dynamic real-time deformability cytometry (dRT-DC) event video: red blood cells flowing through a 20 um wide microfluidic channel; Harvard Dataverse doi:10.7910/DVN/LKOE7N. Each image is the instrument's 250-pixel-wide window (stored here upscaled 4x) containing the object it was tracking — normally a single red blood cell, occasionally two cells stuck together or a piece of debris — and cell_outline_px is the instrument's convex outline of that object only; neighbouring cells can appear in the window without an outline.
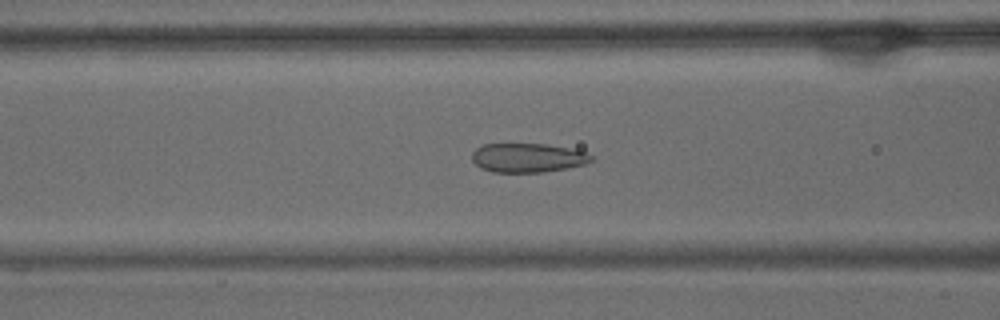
{"species": "common noctule bat (a hibernating species)", "species_latin": "Nyctalus noctula", "temperature_condition": "warm", "stored_images_in_passage": 39, "camera_frame_rate_fps": 3000, "um_per_image_px": 0.085, "animal": {"sex": "male", "body_mass_g": 15.6}, "frame": {"image": 1, "passage_image": 5, "time_ms": 1.333, "image_size_px": [1000, 320], "cell_outline_px": [[592, 160], [584, 164], [568, 168], [544, 172], [492, 172], [480, 168], [472, 160], [472, 152], [476, 148], [484, 144], [548, 144], [568, 148], [584, 152], [592, 156]], "centroid_in_image_um": [44.82, 13.41], "position_along_channel_um": 121.8, "area_um2": 20.17}}
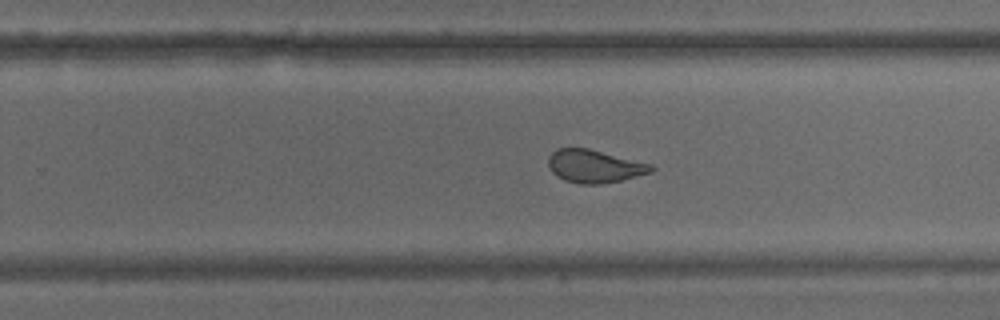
{"frame": {"image": 2, "passage_image": 18, "time_ms": 5.667, "image_size_px": [1000, 320], "cell_outline_px": [[656, 168], [652, 172], [620, 180], [600, 184], [580, 184], [564, 180], [556, 176], [552, 172], [548, 164], [548, 156], [556, 148], [588, 148], [652, 164]], "centroid_in_image_um": [50.51, 14.12], "position_along_channel_um": 279.3, "area_um2": 19.77}}
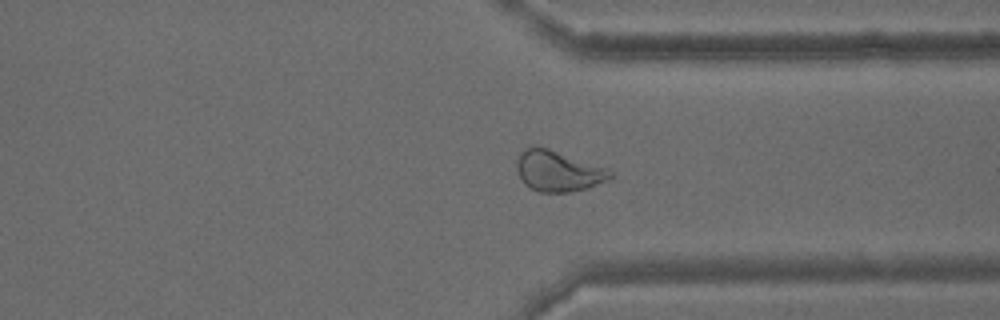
{"frame": {"image": 3, "passage_image": 25, "time_ms": 8.0, "image_size_px": [1000, 320], "cell_outline_px": [[612, 176], [588, 188], [568, 192], [540, 192], [524, 184], [516, 168], [516, 164], [520, 152], [524, 148], [548, 148], [608, 168], [612, 172]], "centroid_in_image_um": [47.43, 14.54], "position_along_channel_um": 364.0, "area_um2": 21.79}}